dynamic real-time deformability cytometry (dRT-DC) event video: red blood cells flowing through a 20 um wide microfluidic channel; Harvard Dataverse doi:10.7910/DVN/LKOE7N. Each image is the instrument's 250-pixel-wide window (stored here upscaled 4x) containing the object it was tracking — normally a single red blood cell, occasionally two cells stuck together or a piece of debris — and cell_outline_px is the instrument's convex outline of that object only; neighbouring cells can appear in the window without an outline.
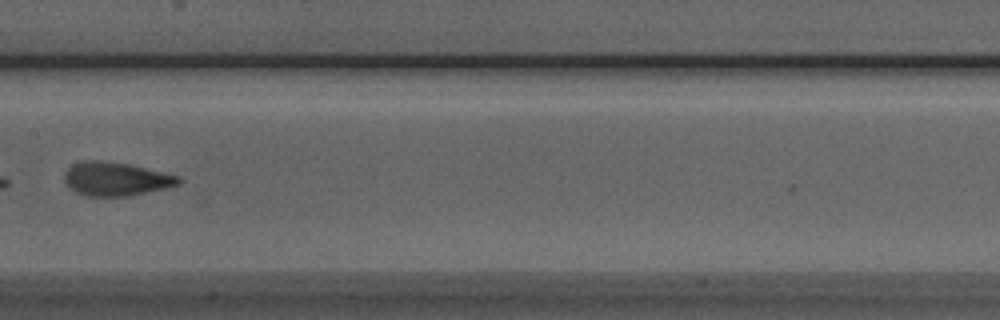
{"species": "Egyptian fruit bat (a non-hibernating species)", "species_latin": "Rousettus aegyptiacus", "temperature_condition": "room temperature", "stored_images_in_passage": 8, "camera_frame_rate_fps": 3000, "um_per_image_px": 0.085, "animal": {"sex": "male"}, "frame": {"image": 1, "passage_image": 7, "time_ms": 6.667, "image_size_px": [1000, 320], "cell_outline_px": [[184, 180], [180, 184], [164, 188], [128, 196], [88, 196], [76, 192], [64, 180], [64, 172], [72, 164], [84, 160], [100, 160], [128, 164], [180, 176]], "centroid_in_image_um": [9.86, 15.2], "position_along_channel_um": 197.5, "area_um2": 22.25}}